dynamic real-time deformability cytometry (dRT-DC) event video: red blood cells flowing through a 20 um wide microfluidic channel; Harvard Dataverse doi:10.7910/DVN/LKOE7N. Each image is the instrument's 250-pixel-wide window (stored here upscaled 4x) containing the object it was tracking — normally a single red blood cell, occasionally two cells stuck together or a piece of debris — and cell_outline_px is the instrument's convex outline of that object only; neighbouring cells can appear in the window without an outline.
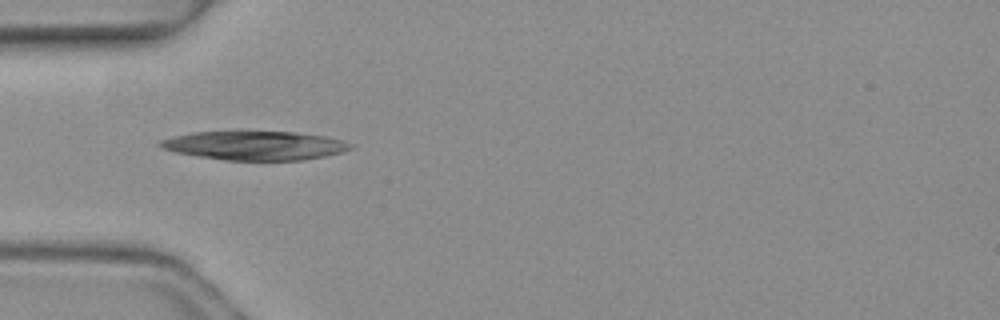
{"species": "common noctule bat (a hibernating species)", "species_latin": "Nyctalus noctula", "temperature_condition": "warm", "stored_images_in_passage": 3, "camera_frame_rate_fps": 3000, "um_per_image_px": 0.085, "animal": {"sex": "female", "body_mass_g": 19.3, "forearm_length_mm": 54.1}, "frame": {"image": 1, "passage_image": 3, "time_ms": 0.667, "image_size_px": [1000, 320], "cell_outline_px": [[352, 148], [340, 152], [324, 156], [304, 160], [224, 160], [196, 156], [176, 152], [160, 148], [156, 144], [160, 140], [192, 132], [296, 132], [324, 136], [340, 140], [352, 144]], "centroid_in_image_um": [21.62, 12.37], "position_along_channel_um": 63.4, "area_um2": 31.79}}